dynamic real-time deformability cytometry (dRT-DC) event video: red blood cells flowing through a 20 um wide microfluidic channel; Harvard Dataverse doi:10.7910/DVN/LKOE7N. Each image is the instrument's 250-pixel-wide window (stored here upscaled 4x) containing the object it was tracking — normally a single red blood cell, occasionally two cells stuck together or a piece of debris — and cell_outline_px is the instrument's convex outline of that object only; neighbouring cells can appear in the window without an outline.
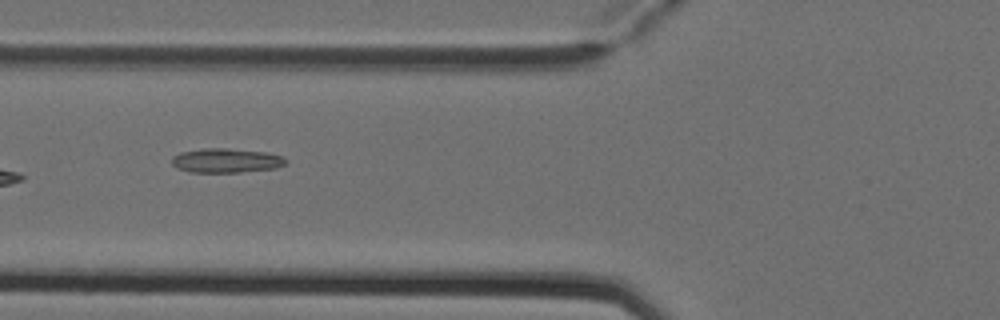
{"species": "Egyptian fruit bat (a non-hibernating species)", "species_latin": "Rousettus aegyptiacus", "temperature_condition": "cold", "stored_images_in_passage": 7, "camera_frame_rate_fps": 3000, "um_per_image_px": 0.085, "animal": {"sex": "female"}, "frame": {"image": 1, "passage_image": 6, "time_ms": 1.667, "image_size_px": [1000, 320], "cell_outline_px": [[288, 160], [284, 164], [276, 168], [240, 172], [188, 172], [176, 168], [172, 164], [172, 156], [180, 152], [204, 148], [228, 148], [264, 152], [280, 156]], "centroid_in_image_um": [19.17, 13.64], "position_along_channel_um": 106.6, "area_um2": 16.13}}
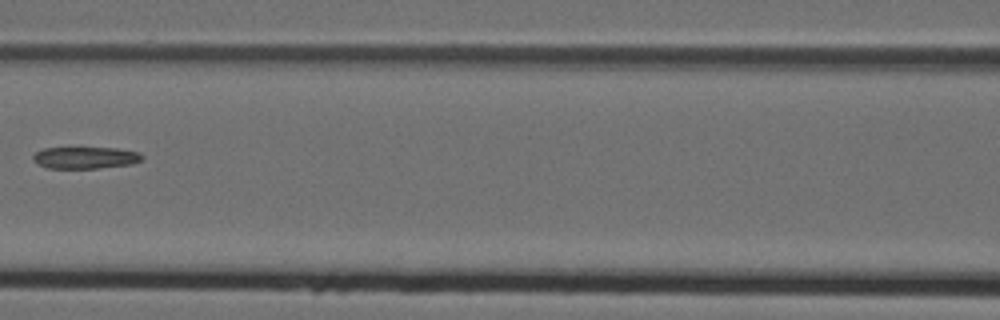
{"frame": {"image": 2, "passage_image": 7, "time_ms": 2.0, "image_size_px": [1000, 320], "cell_outline_px": [[144, 156], [140, 160], [132, 164], [96, 168], [48, 168], [36, 164], [32, 160], [32, 156], [36, 152], [44, 148], [116, 148], [140, 152]], "centroid_in_image_um": [7.23, 13.4], "position_along_channel_um": 159.4, "area_um2": 13.87}}